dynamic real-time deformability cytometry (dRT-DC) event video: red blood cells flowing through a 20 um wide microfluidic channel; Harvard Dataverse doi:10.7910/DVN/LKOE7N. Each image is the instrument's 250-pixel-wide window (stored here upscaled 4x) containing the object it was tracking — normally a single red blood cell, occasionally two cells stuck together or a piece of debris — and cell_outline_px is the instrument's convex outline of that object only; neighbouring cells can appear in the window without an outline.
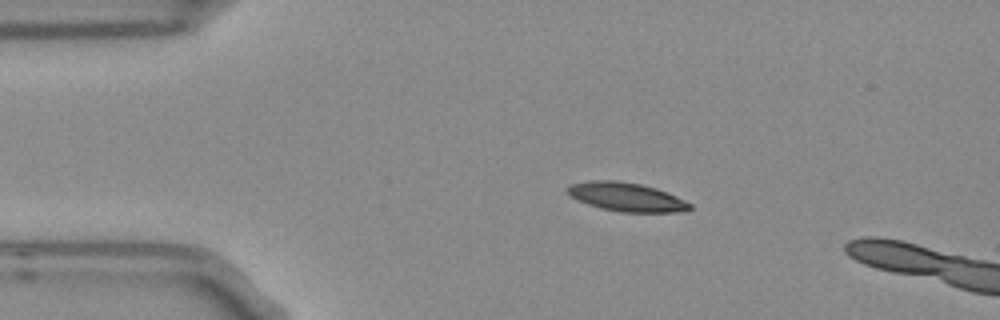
{"species": "Egyptian fruit bat (a non-hibernating species)", "species_latin": "Rousettus aegyptiacus", "temperature_condition": "room temperature", "stored_images_in_passage": 4, "camera_frame_rate_fps": 3000, "um_per_image_px": 0.085, "frame": {"image": 1, "passage_image": 2, "time_ms": 0.333, "image_size_px": [1000, 320], "cell_outline_px": [[692, 208], [688, 212], [620, 212], [600, 208], [588, 204], [572, 196], [564, 188], [568, 184], [588, 180], [616, 180], [640, 184], [656, 188], [676, 196], [692, 204]], "centroid_in_image_um": [53.26, 16.74], "position_along_channel_um": 31.7, "area_um2": 20.63}}